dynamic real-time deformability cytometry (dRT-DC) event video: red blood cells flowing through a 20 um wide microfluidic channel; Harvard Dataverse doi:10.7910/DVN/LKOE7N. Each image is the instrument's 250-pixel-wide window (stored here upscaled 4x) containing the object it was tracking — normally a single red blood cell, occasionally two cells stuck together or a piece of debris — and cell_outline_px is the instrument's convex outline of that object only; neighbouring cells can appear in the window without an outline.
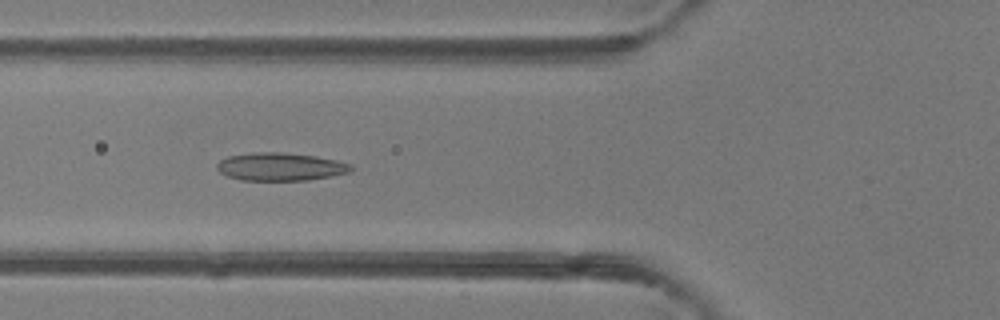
{"species": "common noctule bat (a hibernating species)", "species_latin": "Nyctalus noctula", "temperature_condition": "room temperature", "stored_images_in_passage": 23, "camera_frame_rate_fps": 3000, "um_per_image_px": 0.085, "animal": {"sex": "female"}, "frame": {"image": 1, "passage_image": 6, "time_ms": 1.667, "image_size_px": [1000, 320], "cell_outline_px": [[352, 168], [348, 172], [332, 176], [308, 180], [240, 180], [228, 176], [220, 172], [216, 168], [216, 164], [220, 160], [228, 156], [252, 152], [280, 152], [316, 156], [336, 160], [352, 164]], "centroid_in_image_um": [23.81, 14.16], "position_along_channel_um": 102.0, "area_um2": 21.85}}
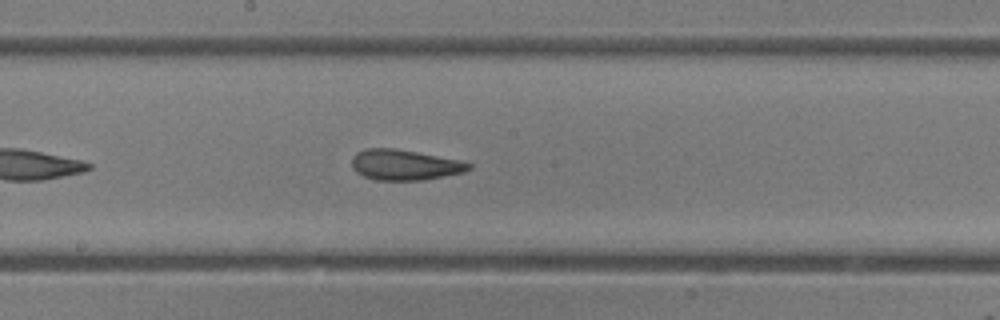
{"frame": {"image": 2, "passage_image": 14, "time_ms": 4.333, "image_size_px": [1000, 320], "cell_outline_px": [[472, 168], [464, 172], [424, 180], [376, 180], [364, 176], [356, 172], [352, 168], [352, 156], [356, 152], [364, 148], [396, 148], [460, 160], [472, 164]], "centroid_in_image_um": [34.38, 14.01], "position_along_channel_um": 213.8, "area_um2": 20.92}}
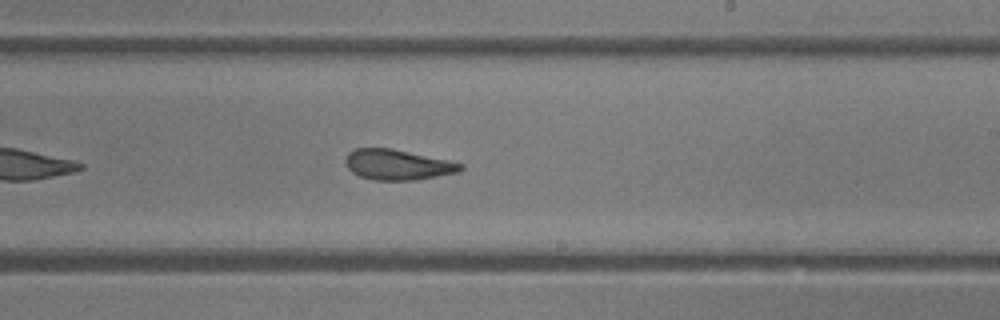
{"frame": {"image": 3, "passage_image": 17, "time_ms": 5.333, "image_size_px": [1000, 320], "cell_outline_px": [[464, 168], [460, 172], [416, 180], [372, 180], [360, 176], [352, 172], [344, 164], [344, 160], [348, 152], [356, 148], [392, 148], [448, 160], [464, 164]], "centroid_in_image_um": [33.79, 14.0], "position_along_channel_um": 255.2, "area_um2": 20.58}}